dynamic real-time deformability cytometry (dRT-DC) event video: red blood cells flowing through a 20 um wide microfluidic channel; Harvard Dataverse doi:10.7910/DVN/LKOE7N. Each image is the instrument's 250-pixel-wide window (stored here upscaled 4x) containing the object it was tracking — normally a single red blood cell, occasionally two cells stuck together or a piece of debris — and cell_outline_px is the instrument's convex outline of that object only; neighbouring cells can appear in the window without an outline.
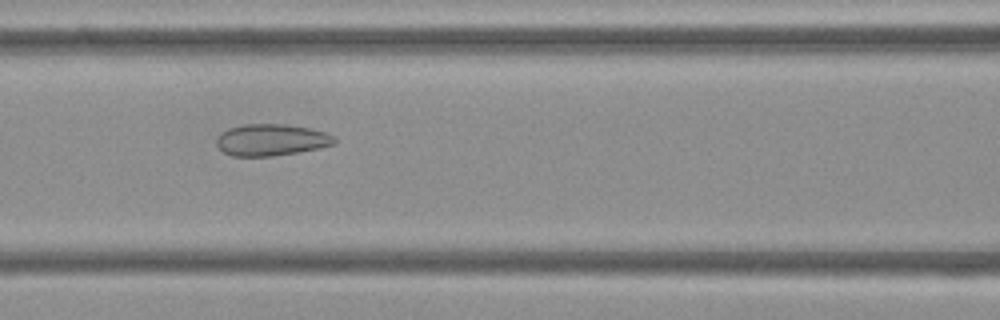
{"species": "Egyptian fruit bat (a non-hibernating species)", "species_latin": "Rousettus aegyptiacus", "temperature_condition": "cold", "stored_images_in_passage": 54, "camera_frame_rate_fps": 3000, "um_per_image_px": 0.085, "frame": {"image": 1, "passage_image": 23, "time_ms": 7.333, "image_size_px": [1000, 320], "cell_outline_px": [[336, 144], [296, 152], [272, 156], [232, 156], [224, 152], [216, 144], [216, 136], [220, 132], [228, 128], [244, 124], [284, 124], [308, 128], [324, 132], [336, 136]], "centroid_in_image_um": [23.02, 11.88], "position_along_channel_um": 143.6, "area_um2": 21.73}}
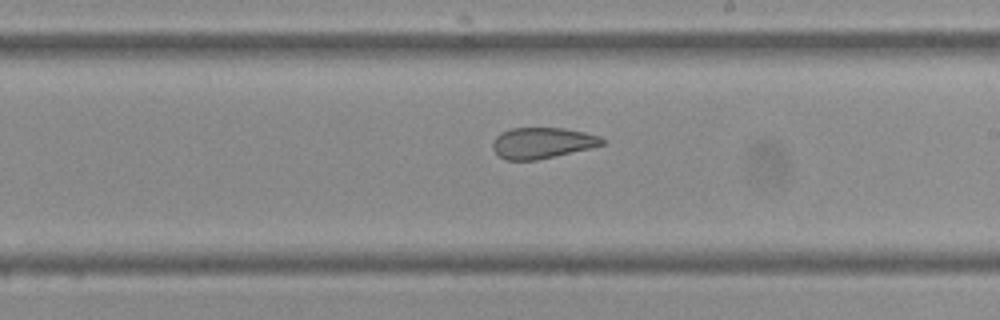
{"frame": {"image": 2, "passage_image": 31, "time_ms": 10.0, "image_size_px": [1000, 320], "cell_outline_px": [[608, 140], [604, 144], [592, 148], [536, 160], [504, 160], [492, 148], [492, 144], [496, 136], [500, 132], [512, 128], [564, 128], [584, 132], [600, 136]], "centroid_in_image_um": [46.11, 12.15], "position_along_channel_um": 242.9, "area_um2": 19.88}}
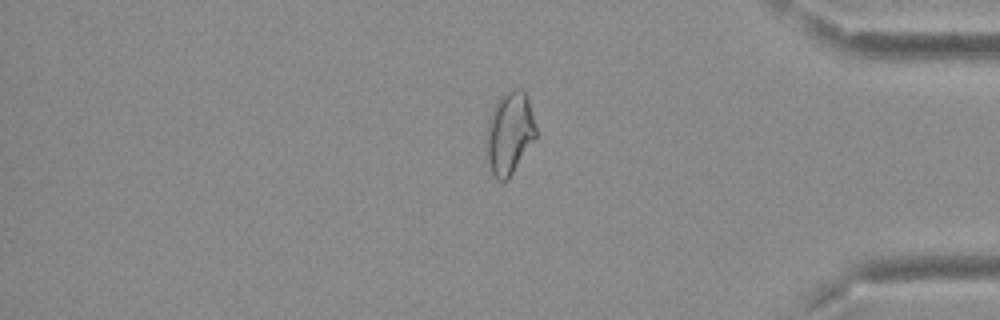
{"frame": {"image": 3, "passage_image": 45, "time_ms": 14.667, "image_size_px": [1000, 320], "cell_outline_px": [[536, 136], [512, 172], [504, 180], [500, 180], [492, 172], [488, 160], [484, 144], [488, 124], [492, 112], [500, 96], [508, 88], [520, 88], [528, 96], [536, 128]], "centroid_in_image_um": [43.3, 11.23], "position_along_channel_um": 391.9, "area_um2": 23.41}, "authors_computed_cell_mechanics": {"area_um2": 24.2182, "velocity_mm_per_s": 3.7321, "shape_relaxation_time_tau1_ms": null, "shape_relaxation_time_tau2_ms": 1.5592, "deformation_change_tau1": null, "deformation_change_tau2": 0.079}}